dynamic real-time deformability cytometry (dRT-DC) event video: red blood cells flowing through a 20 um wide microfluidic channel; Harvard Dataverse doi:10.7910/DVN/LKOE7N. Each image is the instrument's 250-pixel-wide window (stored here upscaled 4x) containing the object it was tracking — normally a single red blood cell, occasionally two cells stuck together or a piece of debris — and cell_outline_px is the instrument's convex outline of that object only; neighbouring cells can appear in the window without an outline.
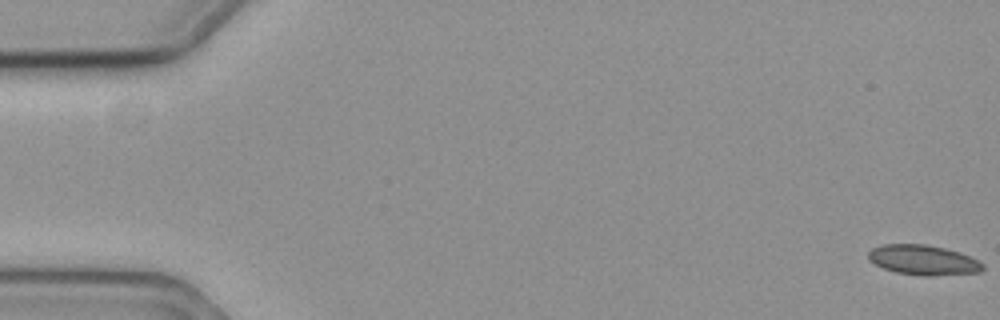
{"species": "common noctule bat (a hibernating species)", "species_latin": "Nyctalus noctula", "temperature_condition": "cold", "stored_images_in_passage": 10, "camera_frame_rate_fps": 3000, "um_per_image_px": 0.085, "animal": {"sex": "female", "body_mass_g": 19.3, "forearm_length_mm": 54.1}, "frame": {"image": 1, "passage_image": 1, "time_ms": 0.0, "image_size_px": [1000, 320], "cell_outline_px": [[984, 268], [980, 272], [932, 276], [920, 276], [896, 272], [884, 268], [868, 260], [868, 252], [872, 248], [880, 244], [924, 244], [944, 248], [960, 252], [984, 264]], "centroid_in_image_um": [78.45, 22.1], "position_along_channel_um": 6.5, "area_um2": 20.0}}